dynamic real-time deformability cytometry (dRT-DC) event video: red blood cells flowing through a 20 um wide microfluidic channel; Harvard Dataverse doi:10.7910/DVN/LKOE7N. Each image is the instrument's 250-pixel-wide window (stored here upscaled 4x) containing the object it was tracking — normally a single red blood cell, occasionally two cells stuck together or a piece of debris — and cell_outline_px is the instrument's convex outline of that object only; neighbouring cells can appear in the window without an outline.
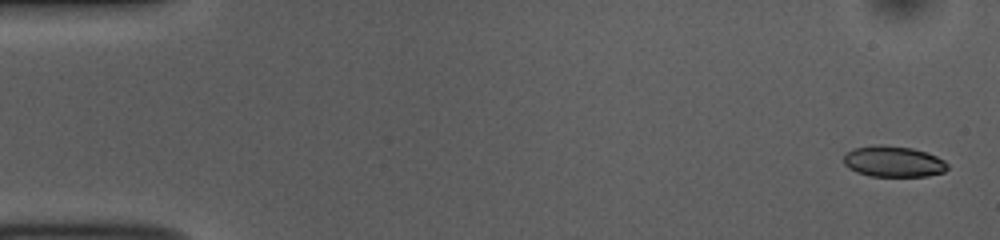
{"species": "common noctule bat (a hibernating species)", "species_latin": "Nyctalus noctula", "temperature_condition": "room temperature", "stored_images_in_passage": 51, "camera_frame_rate_fps": 3000, "um_per_image_px": 0.085, "animal": {"sex": "female", "body_mass_g": 10.0, "forearm_length_mm": 53.1}, "frame": {"image": 1, "passage_image": 1, "time_ms": 0.0, "image_size_px": [1000, 240], "cell_outline_px": [[948, 168], [944, 172], [928, 176], [868, 176], [856, 172], [848, 168], [844, 164], [844, 156], [852, 148], [880, 144], [912, 148], [936, 156], [944, 160], [948, 164]], "centroid_in_image_um": [75.93, 13.73], "position_along_channel_um": 9.1, "area_um2": 18.79}}
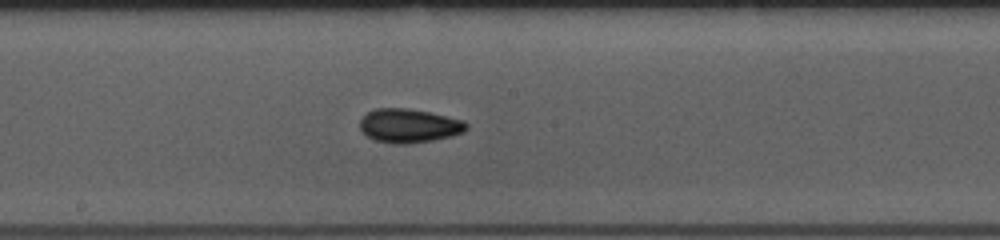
{"frame": {"image": 2, "passage_image": 27, "time_ms": 8.667, "image_size_px": [1000, 240], "cell_outline_px": [[468, 128], [464, 132], [452, 136], [432, 140], [408, 144], [396, 144], [376, 140], [368, 136], [360, 128], [360, 120], [368, 112], [376, 108], [408, 108], [428, 112], [464, 120], [468, 124]], "centroid_in_image_um": [34.8, 10.68], "position_along_channel_um": 213.4, "area_um2": 20.92}}
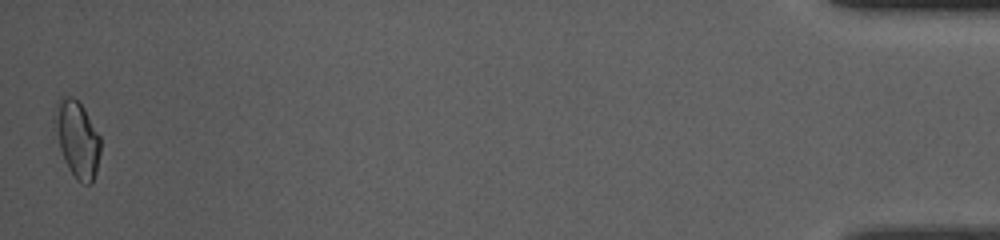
{"frame": {"image": 3, "passage_image": 51, "time_ms": 16.667, "image_size_px": [1000, 240], "cell_outline_px": [[100, 152], [96, 172], [92, 184], [84, 184], [76, 180], [68, 168], [64, 160], [60, 148], [52, 120], [52, 116], [56, 104], [60, 96], [72, 96], [84, 108], [100, 136]], "centroid_in_image_um": [6.54, 11.81], "position_along_channel_um": 428.7, "area_um2": 20.63}, "authors_computed_cell_mechanics": {"area_um2": 19.5364, "velocity_mm_per_s": 3.8357, "shape_relaxation_time_tau1_ms": 4.2123, "shape_relaxation_time_tau2_ms": 3.2314, "deformation_change_tau1": 0.114, "deformation_change_tau2": 0.0706}}